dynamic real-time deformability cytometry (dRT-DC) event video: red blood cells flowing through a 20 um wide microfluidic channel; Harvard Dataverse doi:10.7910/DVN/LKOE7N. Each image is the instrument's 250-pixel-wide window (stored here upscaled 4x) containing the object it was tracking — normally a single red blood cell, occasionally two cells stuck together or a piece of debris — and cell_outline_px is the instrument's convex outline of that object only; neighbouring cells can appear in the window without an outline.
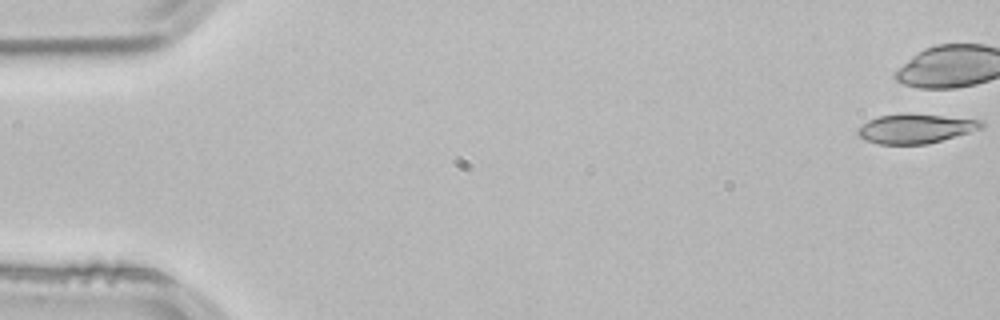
{"species": "common noctule bat (a hibernating species)", "species_latin": "Nyctalus noctula", "temperature_condition": "room temperature", "stored_images_in_passage": 41, "camera_frame_rate_fps": 3000, "um_per_image_px": 0.085, "animal": {"sex": "male", "body_mass_g": 21.5, "forearm_length_mm": 52.0}, "frame": {"image": 1, "passage_image": 1, "time_ms": 0.0, "image_size_px": [1000, 320], "cell_outline_px": [[984, 128], [928, 144], [880, 144], [864, 140], [856, 136], [856, 128], [868, 120], [880, 116], [904, 112], [908, 112], [984, 120]], "centroid_in_image_um": [77.8, 10.91], "position_along_channel_um": 7.2, "area_um2": 21.68}}